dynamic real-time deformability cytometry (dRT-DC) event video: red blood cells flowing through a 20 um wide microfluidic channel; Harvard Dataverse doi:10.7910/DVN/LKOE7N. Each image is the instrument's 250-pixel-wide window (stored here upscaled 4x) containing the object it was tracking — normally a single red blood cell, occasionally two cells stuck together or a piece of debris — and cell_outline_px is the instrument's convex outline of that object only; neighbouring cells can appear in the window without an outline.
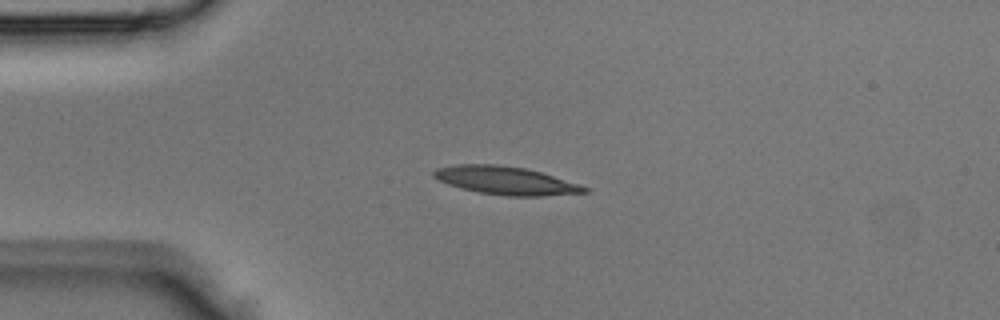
{"species": "Egyptian fruit bat (a non-hibernating species)", "species_latin": "Rousettus aegyptiacus", "temperature_condition": "room temperature", "stored_images_in_passage": 3, "camera_frame_rate_fps": 3000, "um_per_image_px": 0.085, "animal": {"sex": "male"}, "frame": {"image": 1, "passage_image": 2, "time_ms": 0.333, "image_size_px": [1000, 320], "cell_outline_px": [[588, 192], [544, 196], [504, 196], [480, 192], [448, 184], [432, 176], [432, 172], [436, 168], [456, 164], [496, 164], [524, 168], [540, 172], [580, 184], [588, 188]], "centroid_in_image_um": [42.99, 15.34], "position_along_channel_um": 42.0, "area_um2": 24.51}}